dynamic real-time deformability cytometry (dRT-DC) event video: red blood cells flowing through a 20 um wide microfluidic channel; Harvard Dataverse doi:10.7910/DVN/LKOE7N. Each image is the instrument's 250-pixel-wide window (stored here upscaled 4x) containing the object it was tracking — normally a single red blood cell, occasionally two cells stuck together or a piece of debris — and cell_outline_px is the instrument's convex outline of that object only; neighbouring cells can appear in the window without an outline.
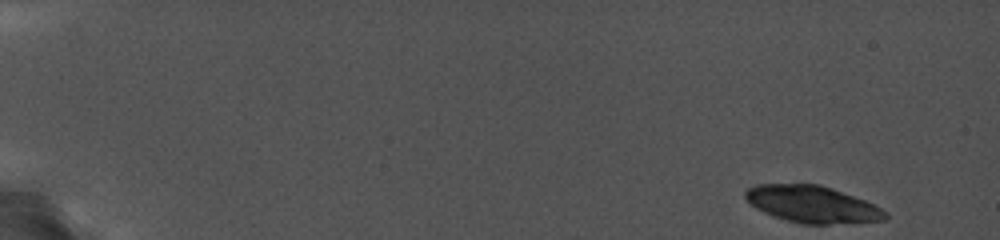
{"species": "common noctule bat (a hibernating species)", "species_latin": "Nyctalus noctula", "temperature_condition": "cold", "stored_images_in_passage": 9, "camera_frame_rate_fps": 5000, "um_per_image_px": 0.085, "animal": {"sex": "female", "body_mass_g": 19.0, "forearm_length_mm": 56.7}, "frame": {"image": 1, "passage_image": 1, "time_ms": 0.0, "image_size_px": [1000, 240], "cell_outline_px": [[888, 216], [884, 220], [828, 224], [804, 224], [788, 220], [764, 212], [756, 208], [744, 196], [744, 192], [748, 188], [756, 184], [820, 184], [832, 188], [864, 200], [888, 212]], "centroid_in_image_um": [69.04, 17.35], "position_along_channel_um": 16.0, "area_um2": 29.71}}